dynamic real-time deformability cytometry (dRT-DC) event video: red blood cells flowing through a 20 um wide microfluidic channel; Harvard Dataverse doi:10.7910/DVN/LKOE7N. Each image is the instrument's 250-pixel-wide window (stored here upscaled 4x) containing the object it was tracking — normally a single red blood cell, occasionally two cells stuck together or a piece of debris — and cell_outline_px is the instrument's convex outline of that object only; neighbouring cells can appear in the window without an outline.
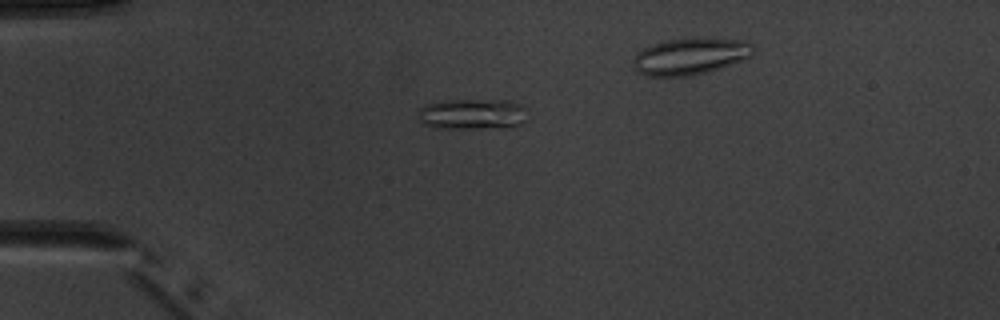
{"species": "common noctule bat (a hibernating species)", "species_latin": "Nyctalus noctula", "temperature_condition": "warm", "stored_images_in_passage": 5, "camera_frame_rate_fps": 3000, "um_per_image_px": 0.085, "animal": {"sex": "male", "body_mass_g": 20.1, "forearm_length_mm": 53.5}, "frame": {"image": 1, "passage_image": 2, "time_ms": 2.0, "image_size_px": [1000, 320], "cell_outline_px": [[524, 124], [512, 128], [436, 128], [420, 124], [416, 108], [424, 104], [444, 100], [512, 100], [520, 104], [524, 108]], "centroid_in_image_um": [40.09, 9.7], "position_along_channel_um": 44.9, "area_um2": 20.17}}
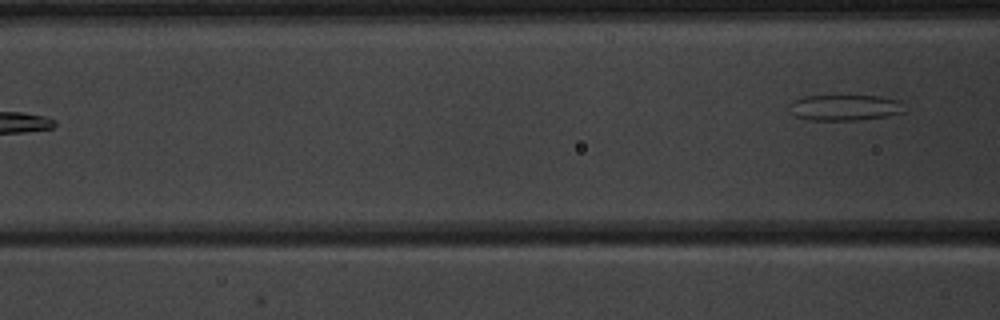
{"frame": {"image": 2, "passage_image": 5, "time_ms": 5.667, "image_size_px": [1000, 320], "cell_outline_px": [[908, 112], [888, 116], [860, 120], [808, 120], [796, 116], [792, 100], [804, 96], [880, 96], [900, 100]], "centroid_in_image_um": [71.95, 9.15], "position_along_channel_um": 94.6, "area_um2": 17.28}}